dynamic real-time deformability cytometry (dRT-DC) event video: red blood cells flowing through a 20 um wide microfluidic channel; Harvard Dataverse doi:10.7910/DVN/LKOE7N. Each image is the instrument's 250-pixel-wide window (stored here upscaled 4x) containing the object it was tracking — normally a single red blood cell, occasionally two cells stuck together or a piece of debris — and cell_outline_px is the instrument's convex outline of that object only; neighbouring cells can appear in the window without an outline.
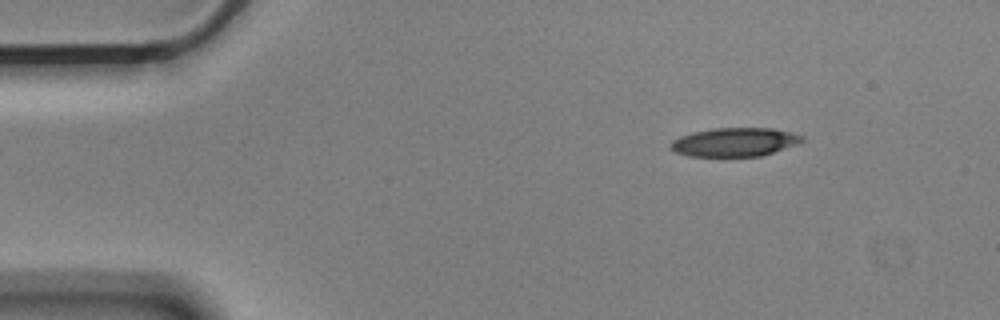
{"species": "Egyptian fruit bat (a non-hibernating species)", "species_latin": "Rousettus aegyptiacus", "temperature_condition": "cold", "stored_images_in_passage": 3, "camera_frame_rate_fps": 3000, "um_per_image_px": 0.085, "animal": {"sex": "male"}, "frame": {"image": 1, "passage_image": 1, "time_ms": 0.0, "image_size_px": [1000, 320], "cell_outline_px": [[804, 140], [796, 144], [764, 156], [688, 156], [676, 152], [668, 144], [672, 140], [680, 136], [692, 132], [716, 128], [772, 128], [792, 132], [804, 136]], "centroid_in_image_um": [62.45, 12.07], "position_along_channel_um": 22.5, "area_um2": 22.02}}